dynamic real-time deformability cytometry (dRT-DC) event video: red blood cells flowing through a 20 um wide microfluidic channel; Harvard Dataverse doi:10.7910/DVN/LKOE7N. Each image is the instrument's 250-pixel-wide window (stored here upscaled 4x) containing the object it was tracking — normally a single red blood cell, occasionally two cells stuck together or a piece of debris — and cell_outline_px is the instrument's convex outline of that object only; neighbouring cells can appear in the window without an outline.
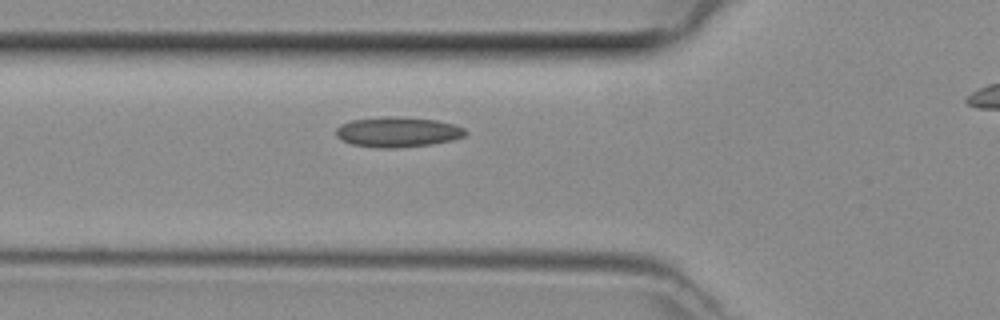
{"species": "common noctule bat (a hibernating species)", "species_latin": "Nyctalus noctula", "temperature_condition": "room temperature", "stored_images_in_passage": 30, "camera_frame_rate_fps": 3000, "um_per_image_px": 0.085, "animal": {"sex": "female", "body_mass_g": 29.2, "forearm_length_mm": 56.3}, "frame": {"image": 1, "passage_image": 5, "time_ms": 1.333, "image_size_px": [1000, 320], "cell_outline_px": [[468, 132], [464, 136], [452, 140], [432, 144], [396, 148], [380, 148], [352, 144], [336, 136], [336, 128], [340, 124], [352, 120], [388, 116], [392, 116], [436, 120], [452, 124], [464, 128]], "centroid_in_image_um": [33.8, 11.22], "position_along_channel_um": 92.0, "area_um2": 22.6}}
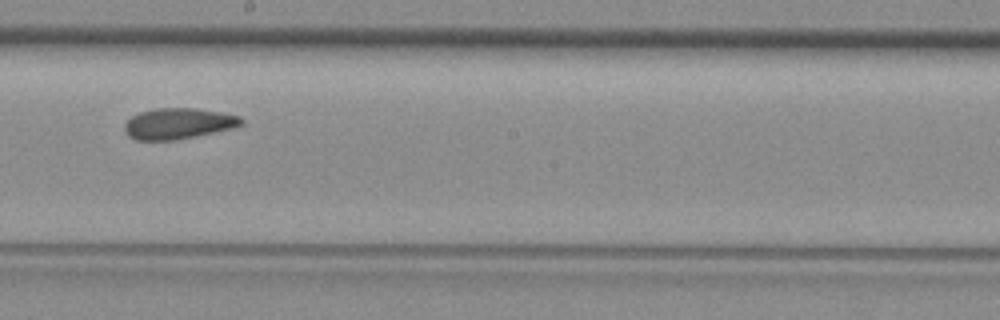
{"frame": {"image": 2, "passage_image": 15, "time_ms": 4.667, "image_size_px": [1000, 320], "cell_outline_px": [[244, 124], [232, 128], [196, 136], [172, 140], [136, 140], [128, 136], [124, 128], [124, 124], [132, 116], [140, 112], [156, 108], [196, 108], [220, 112], [240, 116], [244, 120]], "centroid_in_image_um": [15.16, 10.5], "position_along_channel_um": 233.0, "area_um2": 20.98}}
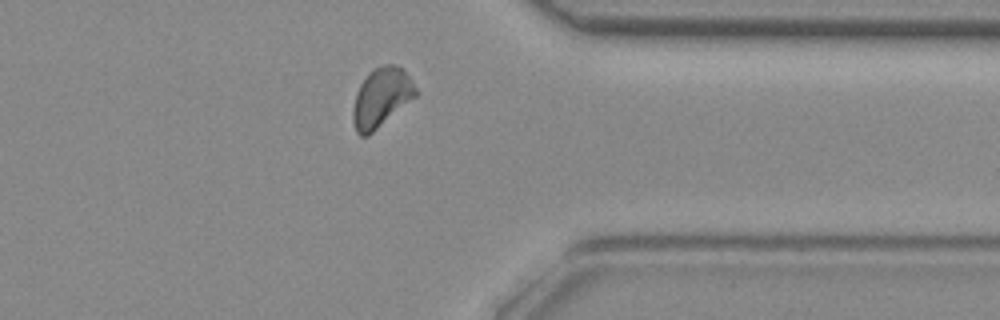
{"frame": {"image": 3, "passage_image": 26, "time_ms": 8.333, "image_size_px": [1000, 320], "cell_outline_px": [[416, 96], [368, 136], [360, 136], [356, 132], [352, 120], [352, 112], [356, 92], [360, 84], [368, 72], [372, 68], [388, 64], [392, 64], [400, 68], [408, 76], [416, 88]], "centroid_in_image_um": [32.36, 8.3], "position_along_channel_um": 379.0, "area_um2": 21.39}}